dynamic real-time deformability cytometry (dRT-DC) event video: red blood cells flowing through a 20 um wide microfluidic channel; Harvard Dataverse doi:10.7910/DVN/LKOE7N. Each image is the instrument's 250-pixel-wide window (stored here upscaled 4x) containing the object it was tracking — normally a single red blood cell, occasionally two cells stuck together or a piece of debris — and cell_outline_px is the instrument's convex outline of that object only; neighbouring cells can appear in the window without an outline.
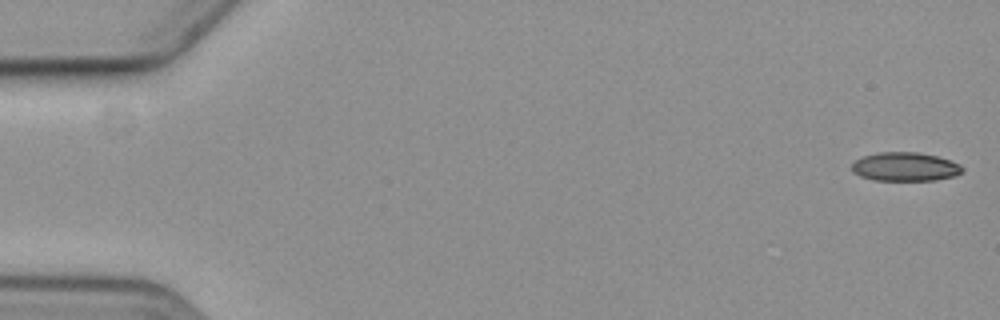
{"species": "common noctule bat (a hibernating species)", "species_latin": "Nyctalus noctula", "temperature_condition": "cold", "stored_images_in_passage": 4, "camera_frame_rate_fps": 3000, "um_per_image_px": 0.085, "animal": {"sex": "female", "body_mass_g": 19.3, "forearm_length_mm": 54.1}, "frame": {"image": 1, "passage_image": 1, "time_ms": 0.0, "image_size_px": [1000, 320], "cell_outline_px": [[964, 172], [956, 176], [936, 180], [872, 180], [860, 176], [852, 172], [852, 164], [856, 160], [864, 156], [876, 152], [920, 152], [952, 160], [960, 164], [964, 168]], "centroid_in_image_um": [76.97, 14.17], "position_along_channel_um": 8.0, "area_um2": 18.79}}